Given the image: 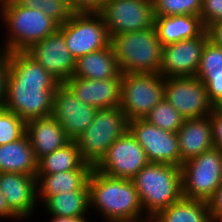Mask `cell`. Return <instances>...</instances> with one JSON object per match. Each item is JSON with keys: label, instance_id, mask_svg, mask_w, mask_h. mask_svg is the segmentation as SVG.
<instances>
[{"label": "cell", "instance_id": "6da1fadb", "mask_svg": "<svg viewBox=\"0 0 222 222\" xmlns=\"http://www.w3.org/2000/svg\"><path fill=\"white\" fill-rule=\"evenodd\" d=\"M61 83L26 51L9 52L5 109L23 121L52 114L53 95Z\"/></svg>", "mask_w": 222, "mask_h": 222}, {"label": "cell", "instance_id": "7a4b0ae2", "mask_svg": "<svg viewBox=\"0 0 222 222\" xmlns=\"http://www.w3.org/2000/svg\"><path fill=\"white\" fill-rule=\"evenodd\" d=\"M88 190L89 207L106 222H139L146 215L132 179L111 177L94 168Z\"/></svg>", "mask_w": 222, "mask_h": 222}, {"label": "cell", "instance_id": "3957f363", "mask_svg": "<svg viewBox=\"0 0 222 222\" xmlns=\"http://www.w3.org/2000/svg\"><path fill=\"white\" fill-rule=\"evenodd\" d=\"M132 181L146 216H156L183 197L179 166L149 162Z\"/></svg>", "mask_w": 222, "mask_h": 222}, {"label": "cell", "instance_id": "277c9868", "mask_svg": "<svg viewBox=\"0 0 222 222\" xmlns=\"http://www.w3.org/2000/svg\"><path fill=\"white\" fill-rule=\"evenodd\" d=\"M121 73L160 74L163 45L155 26L110 37Z\"/></svg>", "mask_w": 222, "mask_h": 222}, {"label": "cell", "instance_id": "5b68a950", "mask_svg": "<svg viewBox=\"0 0 222 222\" xmlns=\"http://www.w3.org/2000/svg\"><path fill=\"white\" fill-rule=\"evenodd\" d=\"M0 14L5 28L8 27L2 50L8 53L26 51L59 28V24L43 11L22 7L16 1L2 7Z\"/></svg>", "mask_w": 222, "mask_h": 222}, {"label": "cell", "instance_id": "8992f818", "mask_svg": "<svg viewBox=\"0 0 222 222\" xmlns=\"http://www.w3.org/2000/svg\"><path fill=\"white\" fill-rule=\"evenodd\" d=\"M128 130V120L120 106L97 109L92 123L75 139L81 157L95 166L109 147Z\"/></svg>", "mask_w": 222, "mask_h": 222}, {"label": "cell", "instance_id": "52a82bcc", "mask_svg": "<svg viewBox=\"0 0 222 222\" xmlns=\"http://www.w3.org/2000/svg\"><path fill=\"white\" fill-rule=\"evenodd\" d=\"M164 98V78L154 73H122L120 108L128 121L144 119Z\"/></svg>", "mask_w": 222, "mask_h": 222}, {"label": "cell", "instance_id": "ba28073f", "mask_svg": "<svg viewBox=\"0 0 222 222\" xmlns=\"http://www.w3.org/2000/svg\"><path fill=\"white\" fill-rule=\"evenodd\" d=\"M183 197L208 201L222 183V151L213 148L182 164Z\"/></svg>", "mask_w": 222, "mask_h": 222}, {"label": "cell", "instance_id": "9c48e42d", "mask_svg": "<svg viewBox=\"0 0 222 222\" xmlns=\"http://www.w3.org/2000/svg\"><path fill=\"white\" fill-rule=\"evenodd\" d=\"M58 30L75 59L110 44L106 25L98 12H74L68 21L59 25Z\"/></svg>", "mask_w": 222, "mask_h": 222}, {"label": "cell", "instance_id": "30bf717a", "mask_svg": "<svg viewBox=\"0 0 222 222\" xmlns=\"http://www.w3.org/2000/svg\"><path fill=\"white\" fill-rule=\"evenodd\" d=\"M98 13L109 37L154 26L153 0H106Z\"/></svg>", "mask_w": 222, "mask_h": 222}, {"label": "cell", "instance_id": "8fae6325", "mask_svg": "<svg viewBox=\"0 0 222 222\" xmlns=\"http://www.w3.org/2000/svg\"><path fill=\"white\" fill-rule=\"evenodd\" d=\"M164 98L185 119L207 117L213 111L206 87L196 76L164 78Z\"/></svg>", "mask_w": 222, "mask_h": 222}, {"label": "cell", "instance_id": "7c38bea8", "mask_svg": "<svg viewBox=\"0 0 222 222\" xmlns=\"http://www.w3.org/2000/svg\"><path fill=\"white\" fill-rule=\"evenodd\" d=\"M148 163L144 149L127 130L109 147L94 168L111 177L132 179Z\"/></svg>", "mask_w": 222, "mask_h": 222}, {"label": "cell", "instance_id": "4fadbf2b", "mask_svg": "<svg viewBox=\"0 0 222 222\" xmlns=\"http://www.w3.org/2000/svg\"><path fill=\"white\" fill-rule=\"evenodd\" d=\"M128 130L144 149L150 163H163L180 167L177 133L148 123L145 119L128 121Z\"/></svg>", "mask_w": 222, "mask_h": 222}, {"label": "cell", "instance_id": "5bb4252c", "mask_svg": "<svg viewBox=\"0 0 222 222\" xmlns=\"http://www.w3.org/2000/svg\"><path fill=\"white\" fill-rule=\"evenodd\" d=\"M209 39L205 29L199 36L163 46L160 75L163 78L195 76Z\"/></svg>", "mask_w": 222, "mask_h": 222}, {"label": "cell", "instance_id": "9a60e30c", "mask_svg": "<svg viewBox=\"0 0 222 222\" xmlns=\"http://www.w3.org/2000/svg\"><path fill=\"white\" fill-rule=\"evenodd\" d=\"M97 109L80 101L63 83L53 95V116L63 127L67 137L75 140L92 123Z\"/></svg>", "mask_w": 222, "mask_h": 222}, {"label": "cell", "instance_id": "2e32d148", "mask_svg": "<svg viewBox=\"0 0 222 222\" xmlns=\"http://www.w3.org/2000/svg\"><path fill=\"white\" fill-rule=\"evenodd\" d=\"M26 52L60 83L74 74L76 59L69 52L59 30L34 43Z\"/></svg>", "mask_w": 222, "mask_h": 222}, {"label": "cell", "instance_id": "e0dca14e", "mask_svg": "<svg viewBox=\"0 0 222 222\" xmlns=\"http://www.w3.org/2000/svg\"><path fill=\"white\" fill-rule=\"evenodd\" d=\"M0 190L9 208L22 220L33 215L37 202V179L32 175L0 172Z\"/></svg>", "mask_w": 222, "mask_h": 222}, {"label": "cell", "instance_id": "ac0fdd59", "mask_svg": "<svg viewBox=\"0 0 222 222\" xmlns=\"http://www.w3.org/2000/svg\"><path fill=\"white\" fill-rule=\"evenodd\" d=\"M63 84L80 101L96 109L120 106L121 78L93 80L72 76Z\"/></svg>", "mask_w": 222, "mask_h": 222}, {"label": "cell", "instance_id": "d6986e66", "mask_svg": "<svg viewBox=\"0 0 222 222\" xmlns=\"http://www.w3.org/2000/svg\"><path fill=\"white\" fill-rule=\"evenodd\" d=\"M180 167L186 161L214 148L210 117L185 119L177 132Z\"/></svg>", "mask_w": 222, "mask_h": 222}, {"label": "cell", "instance_id": "ffe728a7", "mask_svg": "<svg viewBox=\"0 0 222 222\" xmlns=\"http://www.w3.org/2000/svg\"><path fill=\"white\" fill-rule=\"evenodd\" d=\"M37 159L52 153L70 141L61 124L53 117L26 122V133Z\"/></svg>", "mask_w": 222, "mask_h": 222}, {"label": "cell", "instance_id": "44dd1931", "mask_svg": "<svg viewBox=\"0 0 222 222\" xmlns=\"http://www.w3.org/2000/svg\"><path fill=\"white\" fill-rule=\"evenodd\" d=\"M74 77L105 80L122 78L112 46L86 54L76 59Z\"/></svg>", "mask_w": 222, "mask_h": 222}, {"label": "cell", "instance_id": "7402d4cb", "mask_svg": "<svg viewBox=\"0 0 222 222\" xmlns=\"http://www.w3.org/2000/svg\"><path fill=\"white\" fill-rule=\"evenodd\" d=\"M91 172L92 170H70L55 174L36 175L37 199H41L44 203L49 197L65 191H89L88 180Z\"/></svg>", "mask_w": 222, "mask_h": 222}, {"label": "cell", "instance_id": "603a6c76", "mask_svg": "<svg viewBox=\"0 0 222 222\" xmlns=\"http://www.w3.org/2000/svg\"><path fill=\"white\" fill-rule=\"evenodd\" d=\"M195 76L203 82L213 105L222 98V46L211 39L206 42Z\"/></svg>", "mask_w": 222, "mask_h": 222}, {"label": "cell", "instance_id": "cb8c5ba5", "mask_svg": "<svg viewBox=\"0 0 222 222\" xmlns=\"http://www.w3.org/2000/svg\"><path fill=\"white\" fill-rule=\"evenodd\" d=\"M38 159L27 135L0 146V172H14L36 177Z\"/></svg>", "mask_w": 222, "mask_h": 222}, {"label": "cell", "instance_id": "d4e9b609", "mask_svg": "<svg viewBox=\"0 0 222 222\" xmlns=\"http://www.w3.org/2000/svg\"><path fill=\"white\" fill-rule=\"evenodd\" d=\"M154 26L163 46L199 36L204 30L200 16L155 17Z\"/></svg>", "mask_w": 222, "mask_h": 222}, {"label": "cell", "instance_id": "484cf974", "mask_svg": "<svg viewBox=\"0 0 222 222\" xmlns=\"http://www.w3.org/2000/svg\"><path fill=\"white\" fill-rule=\"evenodd\" d=\"M94 166L87 163L80 154L75 140L38 159L36 175L55 174L70 170H93Z\"/></svg>", "mask_w": 222, "mask_h": 222}, {"label": "cell", "instance_id": "4316f807", "mask_svg": "<svg viewBox=\"0 0 222 222\" xmlns=\"http://www.w3.org/2000/svg\"><path fill=\"white\" fill-rule=\"evenodd\" d=\"M162 222H212L208 202L182 197L156 215Z\"/></svg>", "mask_w": 222, "mask_h": 222}, {"label": "cell", "instance_id": "83f0119b", "mask_svg": "<svg viewBox=\"0 0 222 222\" xmlns=\"http://www.w3.org/2000/svg\"><path fill=\"white\" fill-rule=\"evenodd\" d=\"M43 205L51 216L87 217L89 191H65L49 197Z\"/></svg>", "mask_w": 222, "mask_h": 222}, {"label": "cell", "instance_id": "f1b7e54d", "mask_svg": "<svg viewBox=\"0 0 222 222\" xmlns=\"http://www.w3.org/2000/svg\"><path fill=\"white\" fill-rule=\"evenodd\" d=\"M148 123L159 128L177 133L185 118L163 98L144 118Z\"/></svg>", "mask_w": 222, "mask_h": 222}, {"label": "cell", "instance_id": "f546056e", "mask_svg": "<svg viewBox=\"0 0 222 222\" xmlns=\"http://www.w3.org/2000/svg\"><path fill=\"white\" fill-rule=\"evenodd\" d=\"M22 6L43 11L59 25L64 24L73 15L68 0H16Z\"/></svg>", "mask_w": 222, "mask_h": 222}, {"label": "cell", "instance_id": "4dcf8cb0", "mask_svg": "<svg viewBox=\"0 0 222 222\" xmlns=\"http://www.w3.org/2000/svg\"><path fill=\"white\" fill-rule=\"evenodd\" d=\"M154 17L199 16L202 0H153Z\"/></svg>", "mask_w": 222, "mask_h": 222}, {"label": "cell", "instance_id": "1f68e13d", "mask_svg": "<svg viewBox=\"0 0 222 222\" xmlns=\"http://www.w3.org/2000/svg\"><path fill=\"white\" fill-rule=\"evenodd\" d=\"M26 133V122L17 114L0 107V146L15 142Z\"/></svg>", "mask_w": 222, "mask_h": 222}, {"label": "cell", "instance_id": "d6a6232c", "mask_svg": "<svg viewBox=\"0 0 222 222\" xmlns=\"http://www.w3.org/2000/svg\"><path fill=\"white\" fill-rule=\"evenodd\" d=\"M199 16L206 30L215 22L222 20V0H202Z\"/></svg>", "mask_w": 222, "mask_h": 222}, {"label": "cell", "instance_id": "836d02e7", "mask_svg": "<svg viewBox=\"0 0 222 222\" xmlns=\"http://www.w3.org/2000/svg\"><path fill=\"white\" fill-rule=\"evenodd\" d=\"M8 71L9 53L0 48V107H2L5 101Z\"/></svg>", "mask_w": 222, "mask_h": 222}, {"label": "cell", "instance_id": "e575fe53", "mask_svg": "<svg viewBox=\"0 0 222 222\" xmlns=\"http://www.w3.org/2000/svg\"><path fill=\"white\" fill-rule=\"evenodd\" d=\"M74 12H98L106 0H68Z\"/></svg>", "mask_w": 222, "mask_h": 222}, {"label": "cell", "instance_id": "d590c367", "mask_svg": "<svg viewBox=\"0 0 222 222\" xmlns=\"http://www.w3.org/2000/svg\"><path fill=\"white\" fill-rule=\"evenodd\" d=\"M209 117L212 124L214 148L222 151V115L213 110Z\"/></svg>", "mask_w": 222, "mask_h": 222}, {"label": "cell", "instance_id": "8d00e7d4", "mask_svg": "<svg viewBox=\"0 0 222 222\" xmlns=\"http://www.w3.org/2000/svg\"><path fill=\"white\" fill-rule=\"evenodd\" d=\"M209 213L213 220L219 213H222V183L214 192V195L207 201Z\"/></svg>", "mask_w": 222, "mask_h": 222}, {"label": "cell", "instance_id": "74e56055", "mask_svg": "<svg viewBox=\"0 0 222 222\" xmlns=\"http://www.w3.org/2000/svg\"><path fill=\"white\" fill-rule=\"evenodd\" d=\"M207 30L210 39L215 44L222 46V20L215 22Z\"/></svg>", "mask_w": 222, "mask_h": 222}, {"label": "cell", "instance_id": "f35d334b", "mask_svg": "<svg viewBox=\"0 0 222 222\" xmlns=\"http://www.w3.org/2000/svg\"><path fill=\"white\" fill-rule=\"evenodd\" d=\"M0 218H15L20 219L10 208L7 201L4 198L2 191L0 190Z\"/></svg>", "mask_w": 222, "mask_h": 222}, {"label": "cell", "instance_id": "ab89813d", "mask_svg": "<svg viewBox=\"0 0 222 222\" xmlns=\"http://www.w3.org/2000/svg\"><path fill=\"white\" fill-rule=\"evenodd\" d=\"M50 222H89L87 217L52 216Z\"/></svg>", "mask_w": 222, "mask_h": 222}, {"label": "cell", "instance_id": "60d3db41", "mask_svg": "<svg viewBox=\"0 0 222 222\" xmlns=\"http://www.w3.org/2000/svg\"><path fill=\"white\" fill-rule=\"evenodd\" d=\"M139 222H162L157 216H146L143 217Z\"/></svg>", "mask_w": 222, "mask_h": 222}, {"label": "cell", "instance_id": "b9f144b4", "mask_svg": "<svg viewBox=\"0 0 222 222\" xmlns=\"http://www.w3.org/2000/svg\"><path fill=\"white\" fill-rule=\"evenodd\" d=\"M213 110L222 115V98L213 105Z\"/></svg>", "mask_w": 222, "mask_h": 222}, {"label": "cell", "instance_id": "7bdbcfd3", "mask_svg": "<svg viewBox=\"0 0 222 222\" xmlns=\"http://www.w3.org/2000/svg\"><path fill=\"white\" fill-rule=\"evenodd\" d=\"M16 0H0V9L8 4H12Z\"/></svg>", "mask_w": 222, "mask_h": 222}, {"label": "cell", "instance_id": "ee69618b", "mask_svg": "<svg viewBox=\"0 0 222 222\" xmlns=\"http://www.w3.org/2000/svg\"><path fill=\"white\" fill-rule=\"evenodd\" d=\"M212 222H222V213H219Z\"/></svg>", "mask_w": 222, "mask_h": 222}]
</instances>
